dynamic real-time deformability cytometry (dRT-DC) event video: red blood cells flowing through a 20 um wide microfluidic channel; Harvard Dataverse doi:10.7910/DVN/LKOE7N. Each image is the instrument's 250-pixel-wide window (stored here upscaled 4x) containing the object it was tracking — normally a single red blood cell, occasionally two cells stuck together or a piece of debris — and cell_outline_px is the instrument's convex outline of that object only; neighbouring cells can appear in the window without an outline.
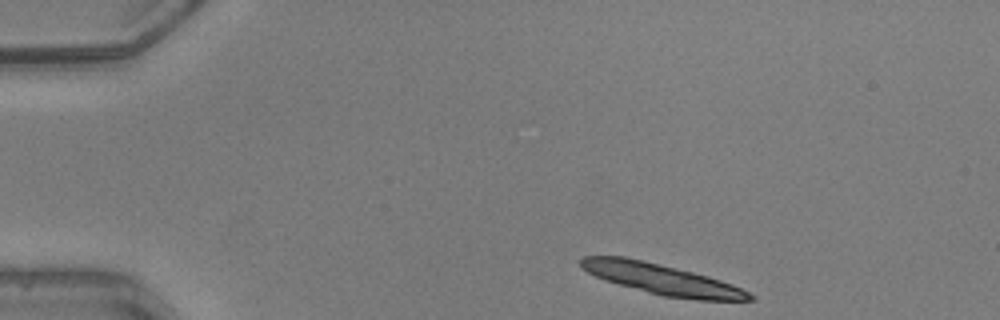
{"species": "common noctule bat (a hibernating species)", "species_latin": "Nyctalus noctula", "temperature_condition": "warm", "stored_images_in_passage": 34, "segment_of_instrument_passage": [1, 2], "camera_frame_rate_fps": 3000, "um_per_image_px": 0.085, "animal": {"sex": "male", "body_mass_g": 20.5, "forearm_length_mm": 52.5}, "frame": {"image": 1, "passage_image": 1, "time_ms": 0.0, "image_size_px": [1000, 320], "cell_outline_px": [[756, 300], [696, 300], [664, 296], [648, 292], [604, 280], [588, 272], [580, 264], [580, 260], [584, 256], [624, 256], [676, 268], [708, 276], [732, 284], [756, 296]], "centroid_in_image_um": [56.28, 23.74], "position_along_channel_um": 28.7, "area_um2": 29.65}}